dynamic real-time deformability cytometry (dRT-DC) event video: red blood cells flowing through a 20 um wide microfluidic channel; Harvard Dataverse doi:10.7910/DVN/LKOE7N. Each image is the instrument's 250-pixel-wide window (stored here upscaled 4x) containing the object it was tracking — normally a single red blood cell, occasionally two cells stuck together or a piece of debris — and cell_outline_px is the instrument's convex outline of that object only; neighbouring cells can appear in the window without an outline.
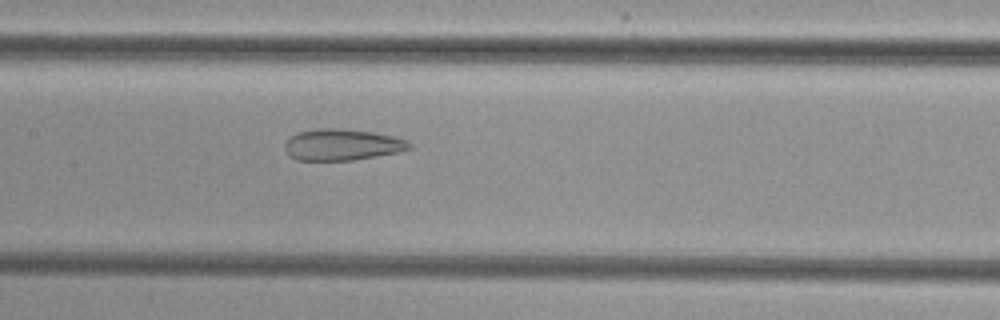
{"species": "common noctule bat (a hibernating species)", "species_latin": "Nyctalus noctula", "temperature_condition": "cold", "stored_images_in_passage": 49, "camera_frame_rate_fps": 3000, "um_per_image_px": 0.085, "animal": {"sex": "female", "body_mass_g": 29.2, "forearm_length_mm": 56.3}, "frame": {"image": 1, "passage_image": 22, "time_ms": 7.0, "image_size_px": [1000, 320], "cell_outline_px": [[412, 148], [400, 152], [352, 160], [296, 160], [284, 148], [284, 144], [296, 132], [320, 128], [336, 128], [372, 132], [392, 136], [408, 140], [412, 144]], "centroid_in_image_um": [29.11, 12.3], "position_along_channel_um": 178.3, "area_um2": 22.66}}
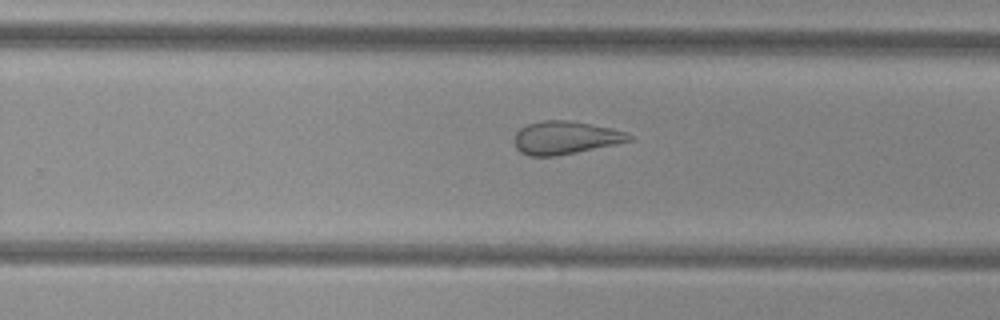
{"frame": {"image": 2, "passage_image": 30, "time_ms": 9.667, "image_size_px": [1000, 320], "cell_outline_px": [[632, 140], [576, 152], [556, 156], [532, 156], [520, 152], [516, 148], [516, 132], [520, 128], [528, 124], [540, 120], [568, 120], [612, 128], [624, 132], [632, 136]], "centroid_in_image_um": [48.03, 11.69], "position_along_channel_um": 281.8, "area_um2": 21.73}}
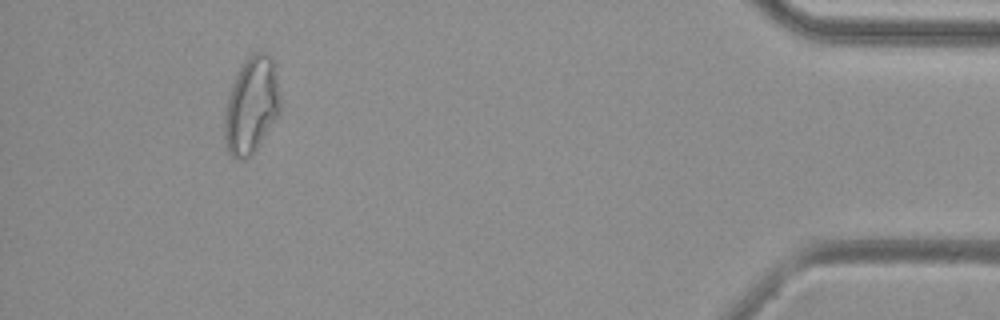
{"frame": {"image": 3, "passage_image": 45, "time_ms": 14.667, "image_size_px": [1000, 320], "cell_outline_px": [[280, 112], [256, 148], [244, 160], [232, 156], [228, 152], [224, 140], [224, 112], [228, 96], [236, 72], [248, 56], [252, 52], [264, 52], [272, 60], [276, 72], [280, 96]], "centroid_in_image_um": [21.35, 8.93], "position_along_channel_um": 413.9, "area_um2": 31.21}}